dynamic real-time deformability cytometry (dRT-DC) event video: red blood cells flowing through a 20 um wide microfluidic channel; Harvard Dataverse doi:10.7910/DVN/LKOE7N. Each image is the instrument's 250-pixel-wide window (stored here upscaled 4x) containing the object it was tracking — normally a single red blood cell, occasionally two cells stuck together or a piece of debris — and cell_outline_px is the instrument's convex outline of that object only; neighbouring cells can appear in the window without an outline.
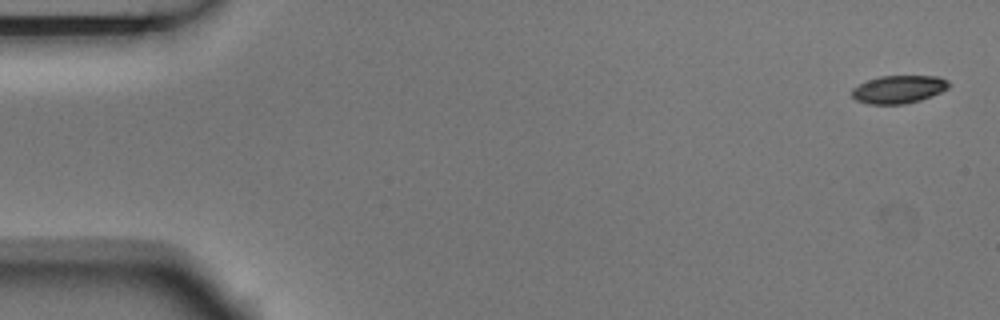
{"species": "Egyptian fruit bat (a non-hibernating species)", "species_latin": "Rousettus aegyptiacus", "temperature_condition": "room temperature", "stored_images_in_passage": 4, "camera_frame_rate_fps": 3000, "um_per_image_px": 0.085, "animal": {"sex": "male"}, "frame": {"image": 1, "passage_image": 1, "time_ms": 0.0, "image_size_px": [1000, 320], "cell_outline_px": [[948, 88], [940, 92], [920, 100], [904, 104], [868, 104], [856, 100], [852, 96], [852, 88], [868, 80], [880, 76], [940, 76], [948, 80]], "centroid_in_image_um": [76.38, 7.59], "position_along_channel_um": 8.6, "area_um2": 15.66}}
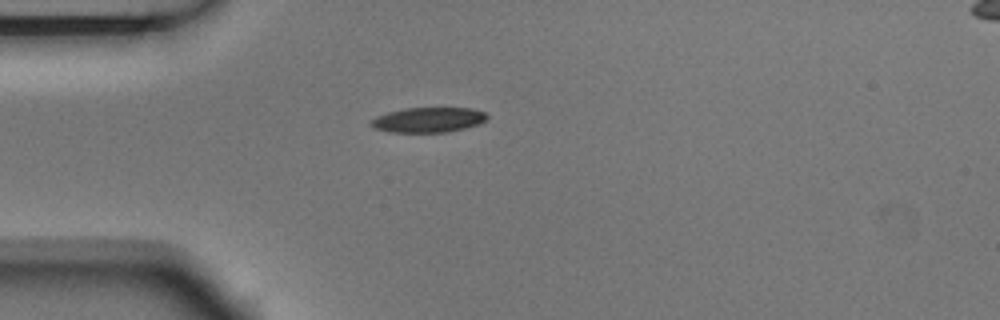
{"frame": {"image": 2, "passage_image": 4, "time_ms": 1.0, "image_size_px": [1000, 320], "cell_outline_px": [[488, 116], [480, 124], [448, 132], [388, 132], [372, 128], [372, 120], [376, 116], [388, 112], [404, 108], [472, 108], [484, 112]], "centroid_in_image_um": [36.4, 10.19], "position_along_channel_um": 48.6, "area_um2": 16.88}}